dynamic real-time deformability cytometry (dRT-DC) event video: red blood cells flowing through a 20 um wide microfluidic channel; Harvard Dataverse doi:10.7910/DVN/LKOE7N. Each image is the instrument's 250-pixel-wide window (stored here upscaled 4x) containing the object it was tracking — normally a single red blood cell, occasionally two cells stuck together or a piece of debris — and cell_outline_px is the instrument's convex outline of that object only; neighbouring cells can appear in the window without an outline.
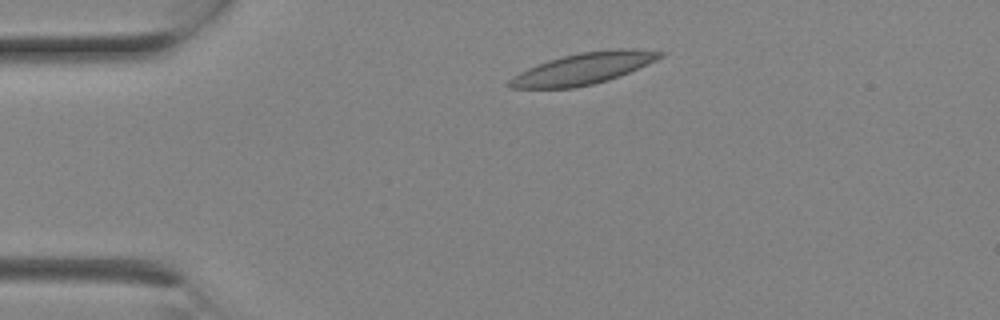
{"species": "Egyptian fruit bat (a non-hibernating species)", "species_latin": "Rousettus aegyptiacus", "temperature_condition": "room temperature", "stored_images_in_passage": 1, "camera_frame_rate_fps": 3000, "um_per_image_px": 0.085, "animal": {"sex": "female"}, "frame": {"image": 1, "passage_image": 1, "time_ms": 0.0, "image_size_px": [1000, 320], "cell_outline_px": [[668, 52], [664, 56], [656, 60], [620, 76], [608, 80], [592, 84], [572, 88], [508, 88], [504, 84], [508, 80], [520, 72], [528, 68], [548, 60], [580, 52], [616, 48], [624, 48]], "centroid_in_image_um": [49.58, 5.83], "position_along_channel_um": 35.4, "area_um2": 27.57}}